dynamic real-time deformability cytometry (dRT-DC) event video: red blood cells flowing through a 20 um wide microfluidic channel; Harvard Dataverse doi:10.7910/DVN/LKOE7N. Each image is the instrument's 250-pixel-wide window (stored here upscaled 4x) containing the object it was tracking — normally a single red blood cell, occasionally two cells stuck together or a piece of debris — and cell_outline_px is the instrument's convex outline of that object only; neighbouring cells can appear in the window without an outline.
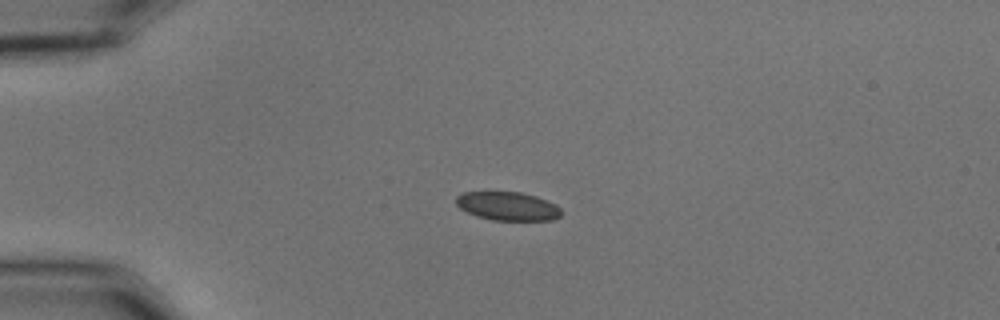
{"species": "common noctule bat (a hibernating species)", "species_latin": "Nyctalus noctula", "temperature_condition": "cold", "stored_images_in_passage": 56, "camera_frame_rate_fps": 3000, "um_per_image_px": 0.085, "animal": {"sex": "male", "body_mass_g": 15.6}, "frame": {"image": 1, "passage_image": 14, "time_ms": 4.333, "image_size_px": [1000, 320], "cell_outline_px": [[564, 212], [560, 216], [552, 220], [492, 220], [476, 216], [460, 208], [456, 204], [456, 196], [460, 192], [520, 192], [536, 196], [556, 204]], "centroid_in_image_um": [43.16, 17.52], "position_along_channel_um": 41.8, "area_um2": 17.63}}
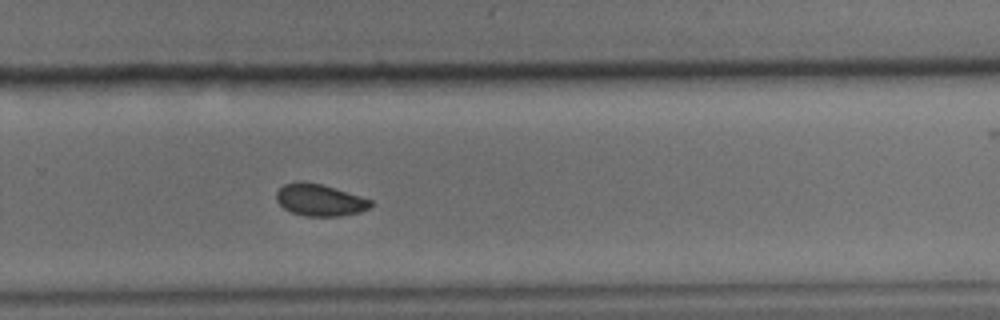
{"frame": {"image": 2, "passage_image": 38, "time_ms": 12.333, "image_size_px": [1000, 320], "cell_outline_px": [[372, 204], [368, 208], [360, 212], [340, 216], [304, 216], [292, 212], [284, 208], [276, 200], [276, 192], [284, 184], [296, 180], [300, 180], [320, 184], [360, 196], [372, 200]], "centroid_in_image_um": [27.14, 17.0], "position_along_channel_um": 302.7, "area_um2": 17.46}}
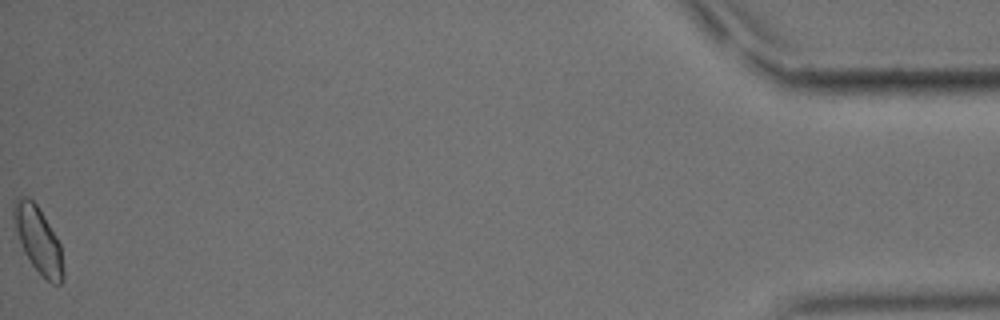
{"frame": {"image": 3, "passage_image": 56, "time_ms": 18.333, "image_size_px": [1000, 320], "cell_outline_px": [[64, 280], [60, 284], [52, 284], [32, 264], [24, 252], [16, 228], [12, 212], [12, 204], [16, 196], [28, 196], [36, 204], [56, 236], [60, 244], [64, 268]], "centroid_in_image_um": [3.25, 20.36], "position_along_channel_um": 431.9, "area_um2": 18.84}, "authors_computed_cell_mechanics": {"area_um2": 18.1203, "velocity_mm_per_s": 3.6392, "shape_relaxation_time_tau1_ms": 4.5478, "shape_relaxation_time_tau2_ms": 3.2166, "deformation_change_tau1": 0.076, "deformation_change_tau2": 0.0504}}